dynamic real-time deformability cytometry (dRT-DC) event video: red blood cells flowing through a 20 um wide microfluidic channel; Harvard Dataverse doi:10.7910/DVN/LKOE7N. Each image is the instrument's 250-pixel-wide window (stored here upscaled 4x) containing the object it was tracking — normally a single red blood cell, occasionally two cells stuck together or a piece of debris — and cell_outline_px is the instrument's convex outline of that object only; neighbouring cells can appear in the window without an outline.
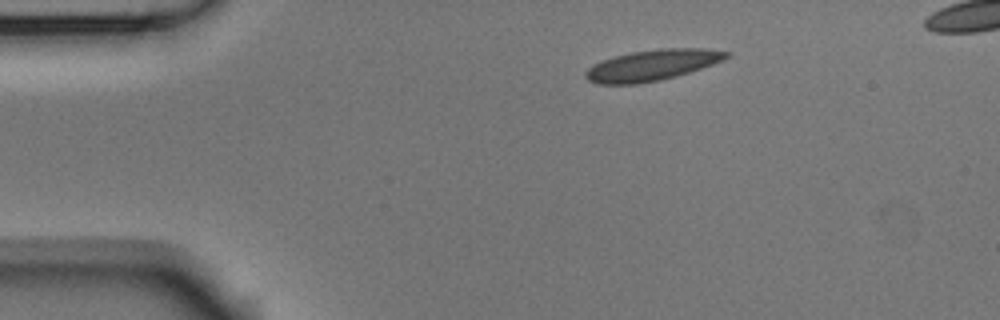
{"species": "Egyptian fruit bat (a non-hibernating species)", "species_latin": "Rousettus aegyptiacus", "temperature_condition": "room temperature", "stored_images_in_passage": 4, "camera_frame_rate_fps": 3000, "um_per_image_px": 0.085, "animal": {"sex": "male"}, "frame": {"image": 1, "passage_image": 1, "time_ms": 0.0, "image_size_px": [1000, 320], "cell_outline_px": [[732, 52], [728, 56], [712, 64], [676, 76], [660, 80], [636, 84], [596, 84], [588, 80], [584, 76], [584, 72], [592, 64], [616, 56], [632, 52], [660, 48], [704, 48]], "centroid_in_image_um": [55.39, 5.54], "position_along_channel_um": 29.6, "area_um2": 25.14}}
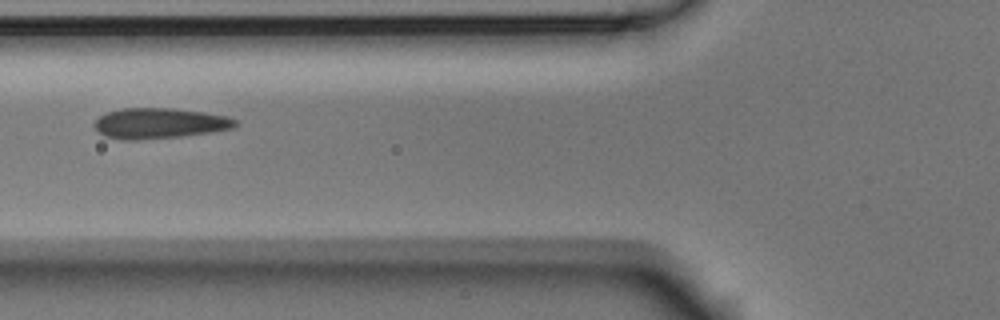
{"frame": {"image": 2, "passage_image": 4, "time_ms": 1.0, "image_size_px": [1000, 320], "cell_outline_px": [[240, 124], [232, 128], [208, 132], [180, 136], [136, 140], [120, 140], [104, 136], [96, 132], [92, 124], [100, 116], [108, 112], [120, 108], [172, 108], [204, 112], [228, 116], [236, 120]], "centroid_in_image_um": [13.5, 10.48], "position_along_channel_um": 112.3, "area_um2": 25.2}}